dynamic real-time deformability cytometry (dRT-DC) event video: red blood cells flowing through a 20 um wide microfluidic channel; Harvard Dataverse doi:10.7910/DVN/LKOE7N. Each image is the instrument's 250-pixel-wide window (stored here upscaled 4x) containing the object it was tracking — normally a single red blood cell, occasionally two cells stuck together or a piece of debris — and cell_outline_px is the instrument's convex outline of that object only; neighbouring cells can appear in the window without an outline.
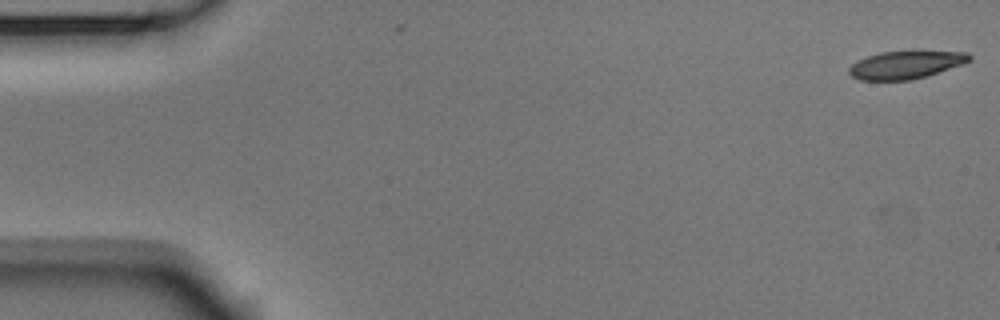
{"species": "Egyptian fruit bat (a non-hibernating species)", "species_latin": "Rousettus aegyptiacus", "temperature_condition": "room temperature", "stored_images_in_passage": 3, "camera_frame_rate_fps": 3000, "um_per_image_px": 0.085, "animal": {"sex": "male"}, "frame": {"image": 1, "passage_image": 1, "time_ms": 0.0, "image_size_px": [1000, 320], "cell_outline_px": [[972, 60], [964, 64], [928, 76], [912, 80], [860, 80], [852, 76], [848, 72], [848, 68], [852, 64], [868, 56], [880, 52], [968, 52], [972, 56]], "centroid_in_image_um": [77.02, 5.53], "position_along_channel_um": 8.0, "area_um2": 19.36}}